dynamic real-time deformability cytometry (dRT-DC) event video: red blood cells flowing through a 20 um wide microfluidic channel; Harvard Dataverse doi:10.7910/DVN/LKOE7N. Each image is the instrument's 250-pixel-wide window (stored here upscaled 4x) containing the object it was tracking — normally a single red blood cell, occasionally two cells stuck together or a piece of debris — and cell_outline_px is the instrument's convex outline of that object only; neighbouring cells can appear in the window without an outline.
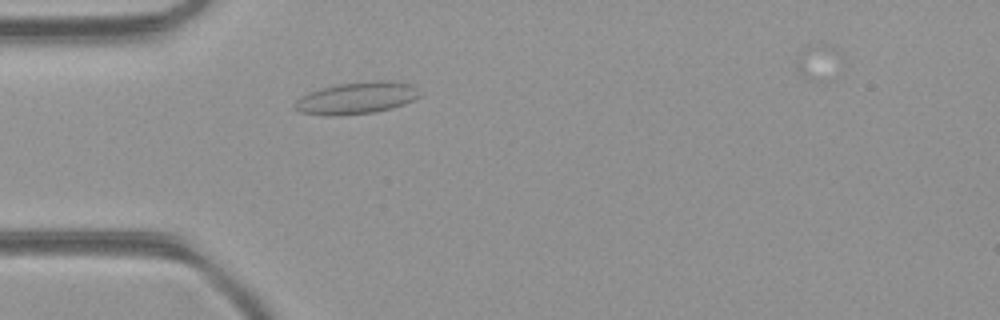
{"species": "common noctule bat (a hibernating species)", "species_latin": "Nyctalus noctula", "temperature_condition": "room temperature", "stored_images_in_passage": 37, "camera_frame_rate_fps": 3000, "um_per_image_px": 0.085, "animal": {"sex": "female", "body_mass_g": 21.9}, "frame": {"image": 1, "passage_image": 5, "time_ms": 1.333, "image_size_px": [1000, 320], "cell_outline_px": [[420, 96], [404, 104], [392, 108], [376, 112], [332, 116], [300, 112], [296, 108], [296, 100], [320, 88], [340, 84], [372, 80], [388, 80], [412, 84], [420, 92]], "centroid_in_image_um": [30.38, 8.32], "position_along_channel_um": 54.6, "area_um2": 23.0}}
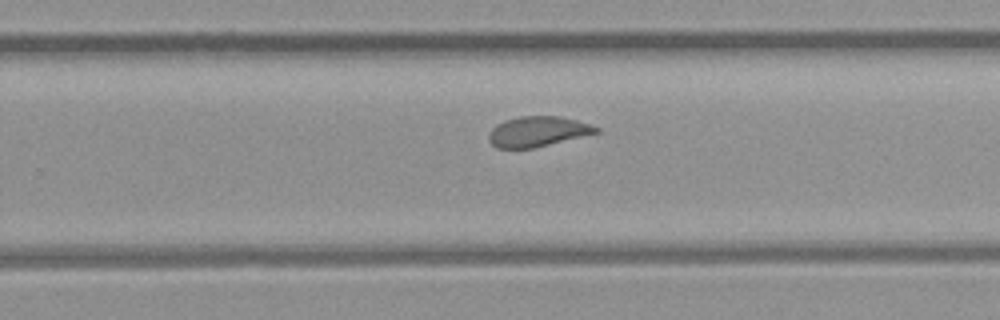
{"frame": {"image": 2, "passage_image": 21, "time_ms": 6.667, "image_size_px": [1000, 320], "cell_outline_px": [[600, 132], [532, 148], [496, 148], [488, 140], [488, 136], [492, 128], [496, 124], [504, 120], [520, 116], [560, 116], [576, 120], [600, 128]], "centroid_in_image_um": [45.67, 11.17], "position_along_channel_um": 284.1, "area_um2": 18.79}}
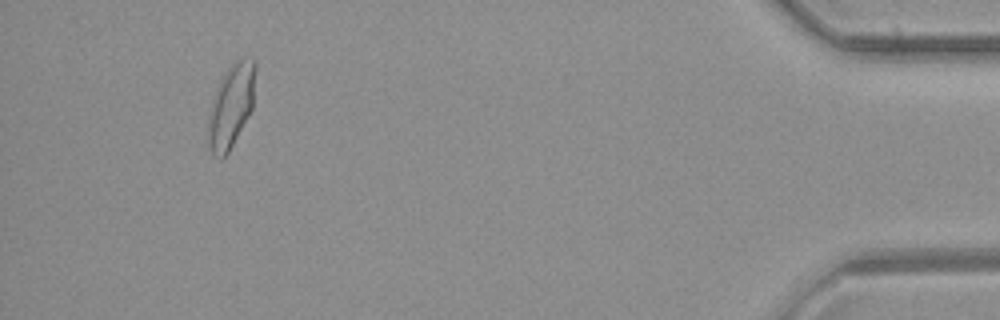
{"frame": {"image": 3, "passage_image": 35, "time_ms": 11.333, "image_size_px": [1000, 320], "cell_outline_px": [[256, 68], [252, 108], [228, 152], [220, 160], [212, 152], [208, 140], [208, 116], [216, 88], [220, 80], [228, 68], [236, 60], [256, 60]], "centroid_in_image_um": [19.64, 8.99], "position_along_channel_um": 415.6, "area_um2": 22.37}}